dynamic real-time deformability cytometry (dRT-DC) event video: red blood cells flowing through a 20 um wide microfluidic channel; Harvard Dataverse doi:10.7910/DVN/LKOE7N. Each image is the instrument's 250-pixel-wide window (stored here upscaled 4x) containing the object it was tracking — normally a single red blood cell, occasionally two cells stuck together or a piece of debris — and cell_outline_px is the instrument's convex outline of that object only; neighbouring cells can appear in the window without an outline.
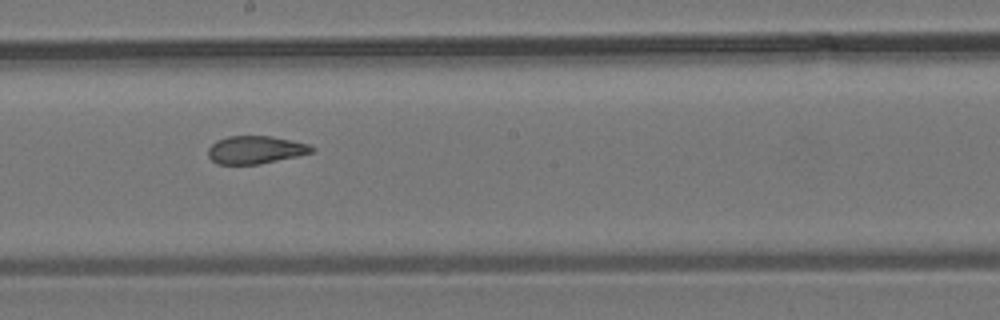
{"species": "common noctule bat (a hibernating species)", "species_latin": "Nyctalus noctula", "temperature_condition": "room temperature", "stored_images_in_passage": 12, "camera_frame_rate_fps": 3000, "um_per_image_px": 0.085, "animal": {"sex": "male", "body_mass_g": 19.2, "forearm_length_mm": 51.8}, "frame": {"image": 1, "passage_image": 7, "time_ms": 8.667, "image_size_px": [1000, 320], "cell_outline_px": [[316, 148], [312, 152], [296, 156], [260, 164], [216, 164], [208, 156], [208, 148], [216, 140], [228, 136], [272, 136], [308, 144]], "centroid_in_image_um": [21.69, 12.73], "position_along_channel_um": 226.5, "area_um2": 16.76}}
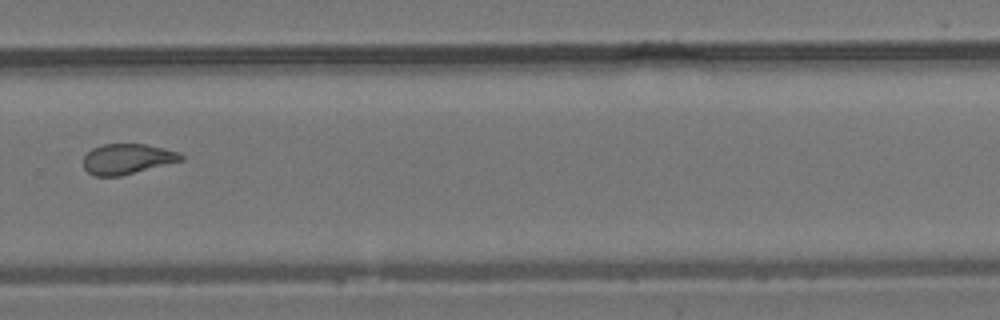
{"frame": {"image": 2, "passage_image": 9, "time_ms": 11.0, "image_size_px": [1000, 320], "cell_outline_px": [[184, 160], [120, 176], [96, 176], [88, 172], [84, 168], [84, 156], [92, 148], [104, 144], [144, 144], [164, 148], [180, 152], [184, 156]], "centroid_in_image_um": [10.84, 13.51], "position_along_channel_um": 319.0, "area_um2": 17.22}}
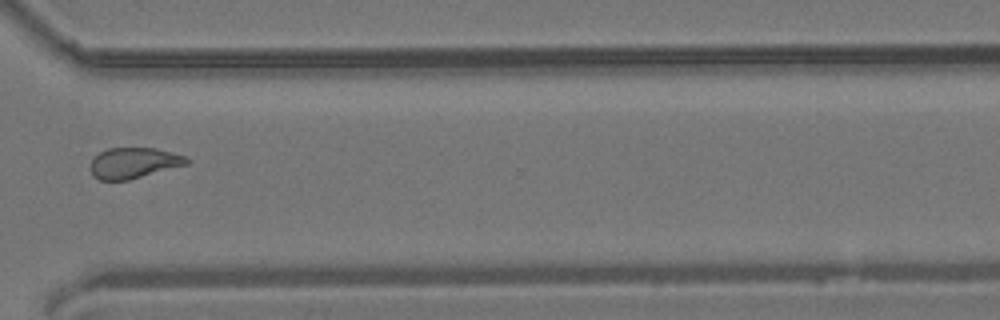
{"frame": {"image": 3, "passage_image": 10, "time_ms": 12.0, "image_size_px": [1000, 320], "cell_outline_px": [[192, 160], [188, 164], [128, 180], [100, 180], [92, 176], [88, 168], [88, 164], [100, 152], [108, 148], [156, 148], [184, 156]], "centroid_in_image_um": [11.33, 13.86], "position_along_channel_um": 359.3, "area_um2": 17.34}}